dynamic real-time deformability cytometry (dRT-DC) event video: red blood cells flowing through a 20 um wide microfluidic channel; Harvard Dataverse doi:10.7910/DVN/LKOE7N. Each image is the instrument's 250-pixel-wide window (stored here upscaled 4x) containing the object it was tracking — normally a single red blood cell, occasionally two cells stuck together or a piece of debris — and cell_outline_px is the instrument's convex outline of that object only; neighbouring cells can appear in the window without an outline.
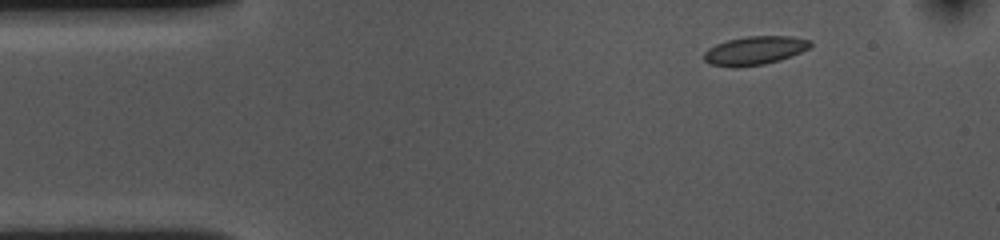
{"species": "common noctule bat (a hibernating species)", "species_latin": "Nyctalus noctula", "temperature_condition": "cold", "stored_images_in_passage": 49, "camera_frame_rate_fps": 3000, "um_per_image_px": 0.085, "animal": {"sex": "female", "body_mass_g": 10.0, "forearm_length_mm": 53.1}, "frame": {"image": 1, "passage_image": 1, "time_ms": 0.0, "image_size_px": [1000, 240], "cell_outline_px": [[812, 44], [808, 48], [800, 52], [780, 60], [764, 64], [736, 68], [732, 68], [708, 64], [704, 60], [704, 52], [708, 48], [716, 44], [728, 40], [748, 36], [792, 36], [812, 40]], "centroid_in_image_um": [64.13, 4.3], "position_along_channel_um": 20.9, "area_um2": 17.86}}
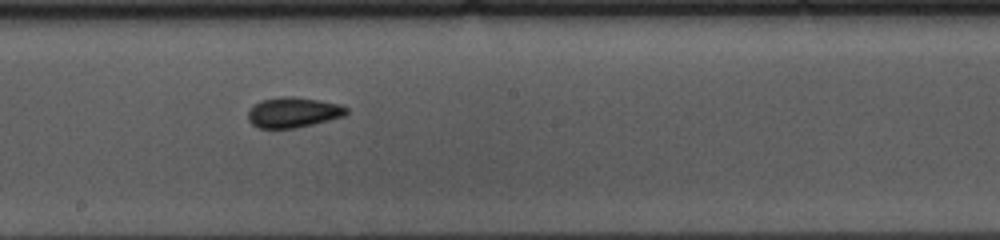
{"frame": {"image": 2, "passage_image": 23, "time_ms": 7.333, "image_size_px": [1000, 240], "cell_outline_px": [[348, 112], [344, 116], [296, 128], [260, 128], [252, 124], [248, 120], [248, 112], [252, 104], [260, 100], [280, 96], [292, 96], [320, 100], [340, 104], [348, 108]], "centroid_in_image_um": [24.9, 9.53], "position_along_channel_um": 223.3, "area_um2": 17.51}}
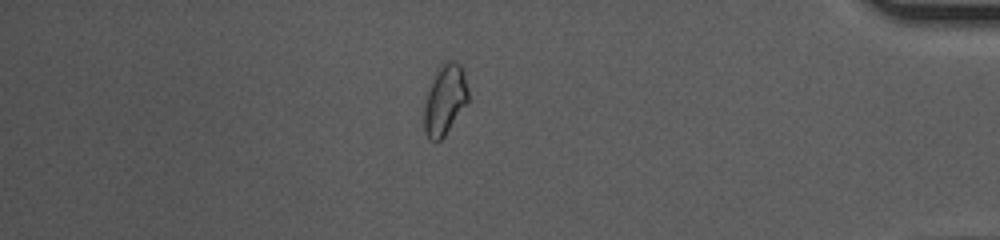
{"frame": {"image": 3, "passage_image": 41, "time_ms": 13.333, "image_size_px": [1000, 240], "cell_outline_px": [[468, 100], [444, 136], [440, 140], [428, 140], [424, 132], [424, 104], [436, 68], [444, 60], [456, 60], [464, 68], [468, 88]], "centroid_in_image_um": [37.81, 8.41], "position_along_channel_um": 397.4, "area_um2": 18.21}, "authors_computed_cell_mechanics": {"area_um2": 17.34, "velocity_mm_per_s": 3.5965, "shape_relaxation_time_tau1_ms": 6.638, "shape_relaxation_time_tau2_ms": 2.1699, "deformation_change_tau1": 0.084, "deformation_change_tau2": 0.0715}}